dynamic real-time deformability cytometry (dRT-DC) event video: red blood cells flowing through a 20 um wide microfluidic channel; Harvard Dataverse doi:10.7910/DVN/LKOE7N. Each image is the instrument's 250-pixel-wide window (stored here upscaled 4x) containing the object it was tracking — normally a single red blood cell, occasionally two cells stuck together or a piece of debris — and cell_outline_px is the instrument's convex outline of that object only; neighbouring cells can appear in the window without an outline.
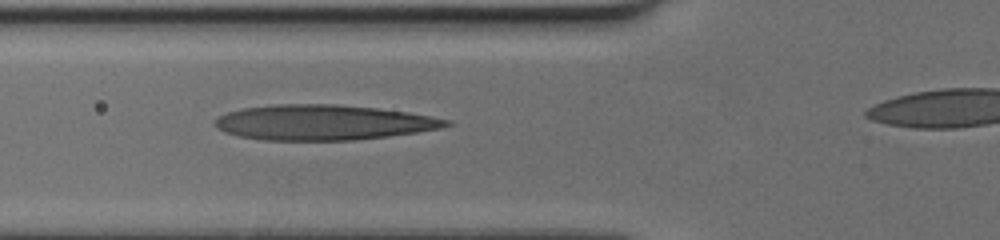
{"species": "human", "species_latin": "Homo sapiens", "temperature_condition": "cold", "stored_images_in_passage": 38, "camera_frame_rate_fps": 3000, "um_per_image_px": 0.085, "donor": {"sex": "female"}, "frame": {"image": 1, "passage_image": 9, "time_ms": 2.667, "image_size_px": [1000, 240], "cell_outline_px": [[456, 124], [440, 128], [416, 132], [388, 136], [356, 140], [264, 140], [240, 136], [224, 132], [216, 128], [212, 124], [212, 120], [228, 112], [240, 108], [272, 104], [336, 104], [380, 108], [408, 112], [432, 116], [452, 120]], "centroid_in_image_um": [27.48, 10.4], "position_along_channel_um": 98.3, "area_um2": 47.92}}
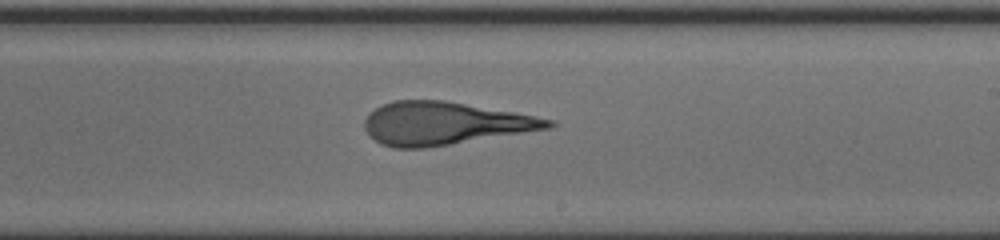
{"frame": {"image": 2, "passage_image": 22, "time_ms": 7.0, "image_size_px": [1000, 240], "cell_outline_px": [[556, 124], [552, 128], [452, 144], [424, 148], [392, 148], [380, 144], [368, 136], [364, 128], [364, 120], [376, 108], [392, 100], [444, 100], [512, 112], [556, 120]], "centroid_in_image_um": [37.76, 10.5], "position_along_channel_um": 251.2, "area_um2": 45.84}}
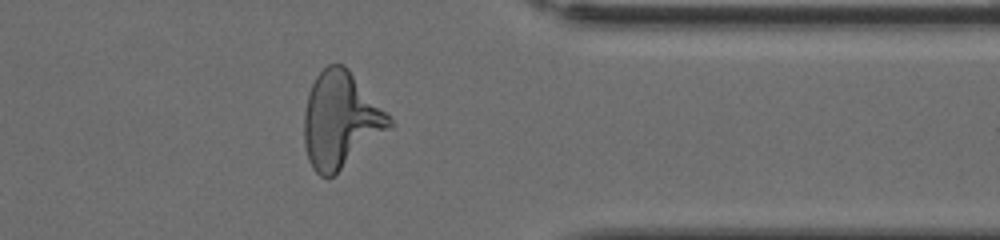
{"frame": {"image": 3, "passage_image": 34, "time_ms": 11.0, "image_size_px": [1000, 240], "cell_outline_px": [[396, 124], [392, 128], [328, 180], [320, 176], [312, 168], [308, 160], [304, 144], [304, 112], [308, 92], [316, 76], [328, 64], [344, 64], [348, 68]], "centroid_in_image_um": [28.94, 10.23], "position_along_channel_um": 382.5, "area_um2": 47.74}}